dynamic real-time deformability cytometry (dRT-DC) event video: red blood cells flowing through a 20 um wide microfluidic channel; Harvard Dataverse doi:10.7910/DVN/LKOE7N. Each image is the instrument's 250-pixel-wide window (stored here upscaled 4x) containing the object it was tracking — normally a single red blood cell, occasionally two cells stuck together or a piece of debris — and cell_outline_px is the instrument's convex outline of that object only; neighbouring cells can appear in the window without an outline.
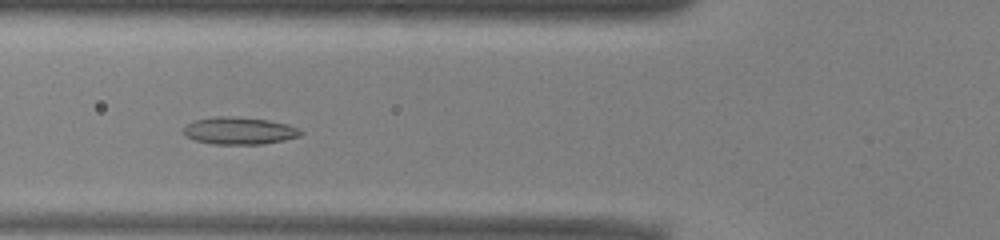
{"species": "common noctule bat (a hibernating species)", "species_latin": "Nyctalus noctula", "temperature_condition": "warm", "stored_images_in_passage": 48, "camera_frame_rate_fps": 3000, "um_per_image_px": 0.085, "animal": {"sex": "male", "body_mass_g": 13.0, "forearm_length_mm": 53.1}, "frame": {"image": 1, "passage_image": 14, "time_ms": 4.333, "image_size_px": [1000, 240], "cell_outline_px": [[304, 132], [300, 136], [284, 140], [264, 144], [212, 144], [196, 140], [184, 136], [184, 128], [192, 120], [216, 116], [228, 116], [268, 120], [288, 124], [300, 128]], "centroid_in_image_um": [20.36, 11.11], "position_along_channel_um": 105.4, "area_um2": 18.73}}
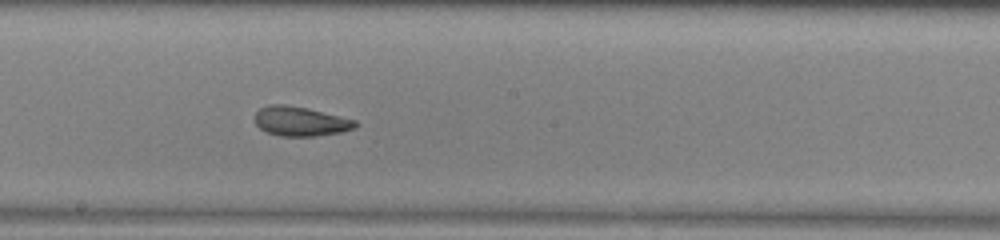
{"frame": {"image": 2, "passage_image": 23, "time_ms": 7.333, "image_size_px": [1000, 240], "cell_outline_px": [[360, 124], [356, 128], [340, 132], [316, 136], [280, 136], [268, 132], [260, 128], [256, 124], [256, 112], [260, 108], [268, 104], [284, 104], [308, 108], [356, 120]], "centroid_in_image_um": [25.57, 10.3], "position_along_channel_um": 222.6, "area_um2": 17.28}}
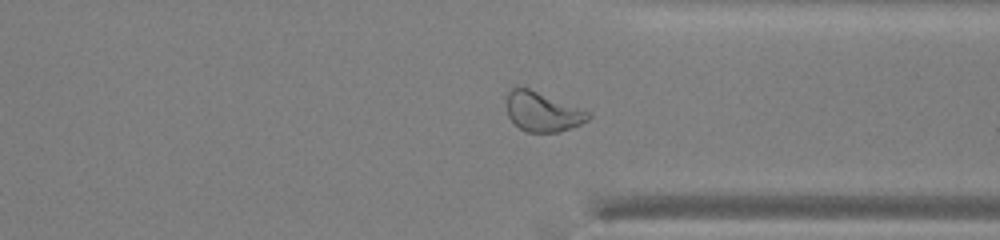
{"frame": {"image": 3, "passage_image": 34, "time_ms": 11.0, "image_size_px": [1000, 240], "cell_outline_px": [[592, 116], [588, 120], [572, 128], [560, 132], [528, 132], [520, 128], [508, 116], [508, 92], [512, 88], [528, 88], [588, 112]], "centroid_in_image_um": [46.12, 9.53], "position_along_channel_um": 365.3, "area_um2": 18.21}, "authors_computed_cell_mechanics": {"area_um2": 19.7387, "velocity_mm_per_s": 3.9092, "shape_relaxation_time_tau1_ms": null, "shape_relaxation_time_tau2_ms": 2.6141, "deformation_change_tau1": null, "deformation_change_tau2": 0.0953}}